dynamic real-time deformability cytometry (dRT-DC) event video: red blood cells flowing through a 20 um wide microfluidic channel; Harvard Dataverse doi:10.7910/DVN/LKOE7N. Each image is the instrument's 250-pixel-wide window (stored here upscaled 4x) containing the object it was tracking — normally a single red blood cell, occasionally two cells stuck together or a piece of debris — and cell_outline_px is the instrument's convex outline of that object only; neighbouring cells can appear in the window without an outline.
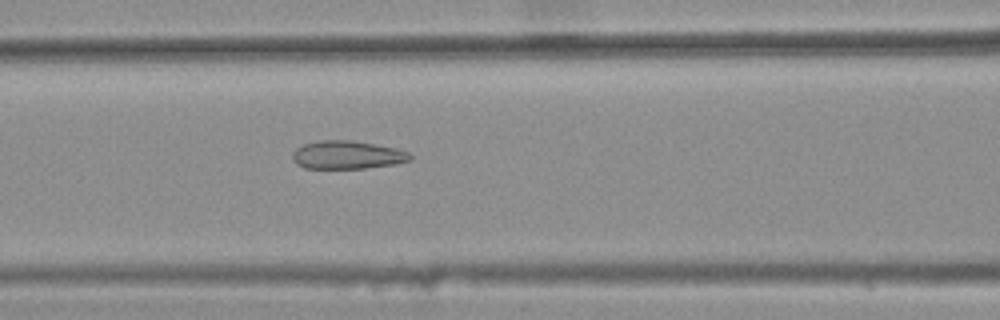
{"species": "common noctule bat (a hibernating species)", "species_latin": "Nyctalus noctula", "temperature_condition": "warm", "stored_images_in_passage": 34, "camera_frame_rate_fps": 3000, "um_per_image_px": 0.085, "animal": {"sex": "female", "body_mass_g": 25.1}, "frame": {"image": 1, "passage_image": 10, "time_ms": 3.0, "image_size_px": [1000, 320], "cell_outline_px": [[412, 160], [392, 164], [364, 168], [304, 168], [296, 164], [292, 160], [292, 152], [296, 148], [304, 144], [316, 140], [352, 140], [396, 148], [408, 152], [412, 156]], "centroid_in_image_um": [29.47, 13.16], "position_along_channel_um": 137.1, "area_um2": 19.36}}
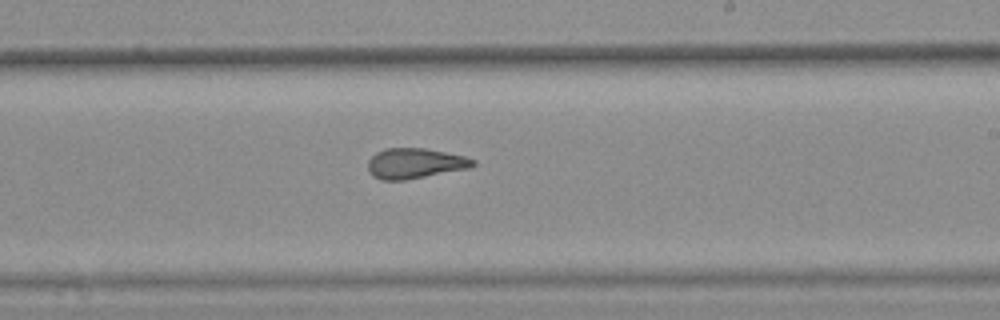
{"frame": {"image": 2, "passage_image": 19, "time_ms": 6.0, "image_size_px": [1000, 320], "cell_outline_px": [[476, 164], [468, 168], [404, 180], [380, 180], [372, 176], [368, 172], [368, 160], [376, 152], [384, 148], [424, 148], [464, 156], [476, 160]], "centroid_in_image_um": [35.22, 13.88], "position_along_channel_um": 253.8, "area_um2": 18.5}}
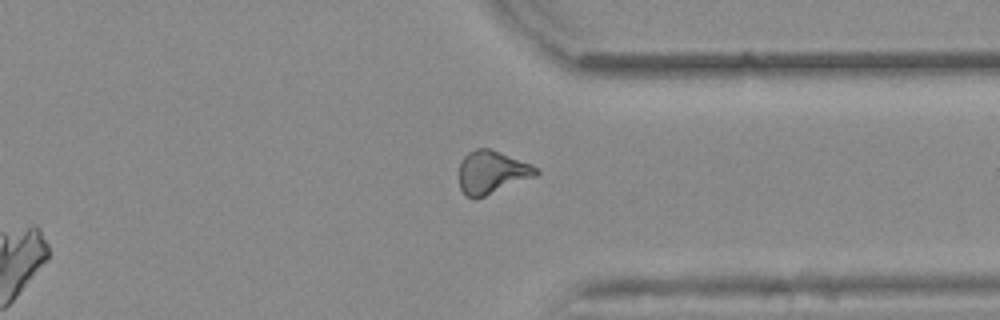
{"frame": {"image": 3, "passage_image": 28, "time_ms": 9.0, "image_size_px": [1000, 320], "cell_outline_px": [[540, 172], [536, 176], [476, 200], [472, 200], [464, 196], [460, 188], [460, 164], [464, 156], [468, 152], [476, 148], [488, 148], [532, 164], [540, 168]], "centroid_in_image_um": [41.81, 14.67], "position_along_channel_um": 369.6, "area_um2": 19.54}, "authors_computed_cell_mechanics": {"area_um2": 18.6694, "velocity_mm_per_s": 3.8923, "shape_relaxation_time_tau1_ms": null, "shape_relaxation_time_tau2_ms": 1.2299, "deformation_change_tau1": null, "deformation_change_tau2": 0.1003}}